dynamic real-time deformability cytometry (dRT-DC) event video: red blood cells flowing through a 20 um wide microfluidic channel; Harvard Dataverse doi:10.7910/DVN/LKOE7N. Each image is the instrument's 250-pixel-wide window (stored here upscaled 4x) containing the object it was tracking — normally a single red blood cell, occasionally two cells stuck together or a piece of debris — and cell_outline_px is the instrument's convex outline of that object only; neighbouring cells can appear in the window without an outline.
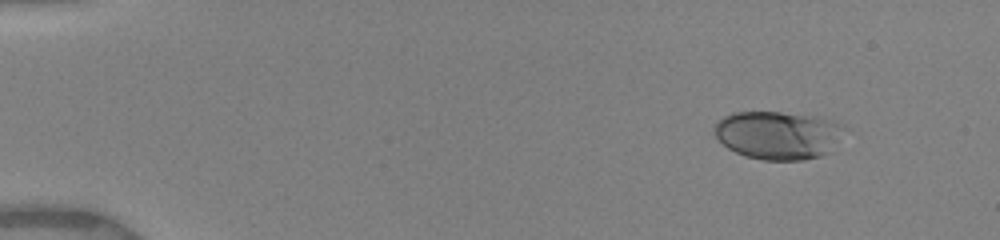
{"species": "human", "species_latin": "Homo sapiens", "temperature_condition": "warm", "stored_images_in_passage": 57, "camera_frame_rate_fps": 3000, "um_per_image_px": 0.085, "donor": {"sex": "female"}, "frame": {"image": 1, "passage_image": 1, "time_ms": 0.0, "image_size_px": [1000, 240], "cell_outline_px": [[836, 124], [832, 152], [820, 156], [804, 160], [764, 160], [744, 156], [728, 148], [712, 132], [712, 128], [716, 120], [732, 112], [780, 112], [804, 116], [824, 120]], "centroid_in_image_um": [65.91, 11.51], "position_along_channel_um": 19.1, "area_um2": 35.2}}
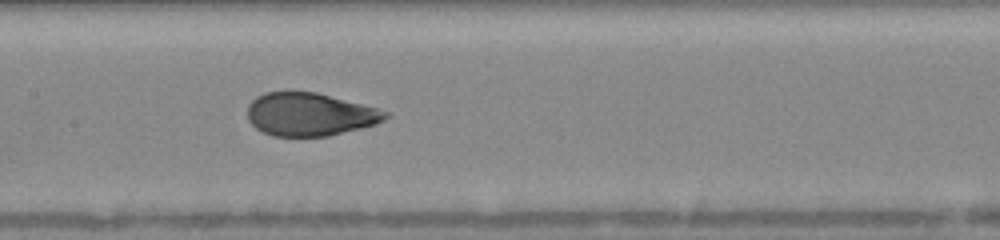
{"frame": {"image": 2, "passage_image": 37, "time_ms": 7.0, "image_size_px": [1000, 240], "cell_outline_px": [[392, 116], [376, 124], [328, 136], [272, 136], [256, 128], [248, 120], [248, 104], [256, 96], [264, 92], [288, 88], [316, 92], [380, 108], [388, 112]], "centroid_in_image_um": [26.32, 9.67], "position_along_channel_um": 181.1, "area_um2": 35.49}}
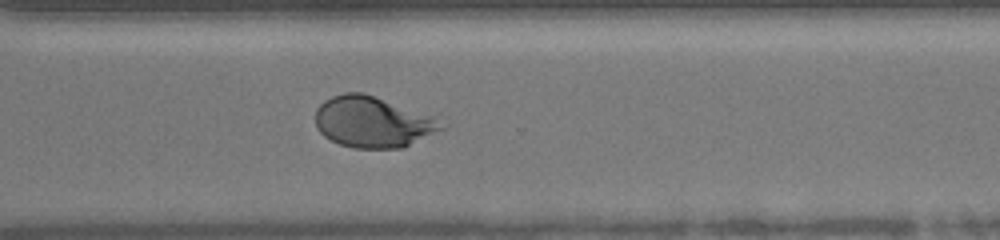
{"frame": {"image": 3, "passage_image": 57, "time_ms": 11.0, "image_size_px": [1000, 240], "cell_outline_px": [[448, 128], [404, 148], [352, 148], [340, 144], [324, 136], [316, 128], [316, 108], [324, 100], [332, 96], [344, 92], [364, 92], [436, 116]], "centroid_in_image_um": [31.74, 10.36], "position_along_channel_um": 338.9, "area_um2": 38.15}}